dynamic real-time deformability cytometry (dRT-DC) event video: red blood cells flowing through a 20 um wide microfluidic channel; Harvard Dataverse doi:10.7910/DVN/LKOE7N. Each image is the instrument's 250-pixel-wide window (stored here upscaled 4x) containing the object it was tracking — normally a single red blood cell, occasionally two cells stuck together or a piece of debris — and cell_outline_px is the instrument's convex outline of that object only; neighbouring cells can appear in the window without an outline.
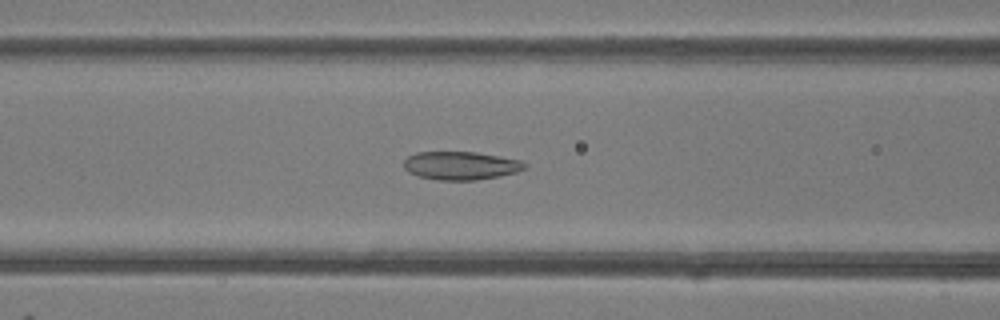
{"species": "common noctule bat (a hibernating species)", "species_latin": "Nyctalus noctula", "temperature_condition": "room temperature", "stored_images_in_passage": 48, "camera_frame_rate_fps": 3000, "um_per_image_px": 0.085, "animal": {"sex": "female"}, "frame": {"image": 1, "passage_image": 19, "time_ms": 6.0, "image_size_px": [1000, 320], "cell_outline_px": [[528, 164], [524, 168], [516, 172], [500, 176], [476, 180], [440, 180], [420, 176], [408, 172], [404, 168], [404, 160], [408, 156], [416, 152], [476, 152], [500, 156], [520, 160]], "centroid_in_image_um": [39.17, 14.07], "position_along_channel_um": 127.4, "area_um2": 19.88}}
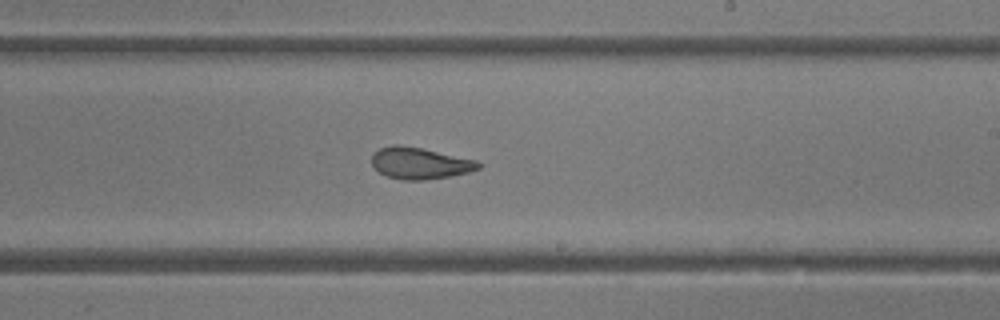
{"frame": {"image": 2, "passage_image": 28, "time_ms": 9.0, "image_size_px": [1000, 320], "cell_outline_px": [[480, 168], [468, 172], [448, 176], [424, 180], [400, 180], [388, 176], [380, 172], [372, 164], [372, 156], [380, 148], [392, 144], [396, 144], [420, 148], [476, 160], [480, 164]], "centroid_in_image_um": [35.67, 13.87], "position_along_channel_um": 253.3, "area_um2": 19.25}}
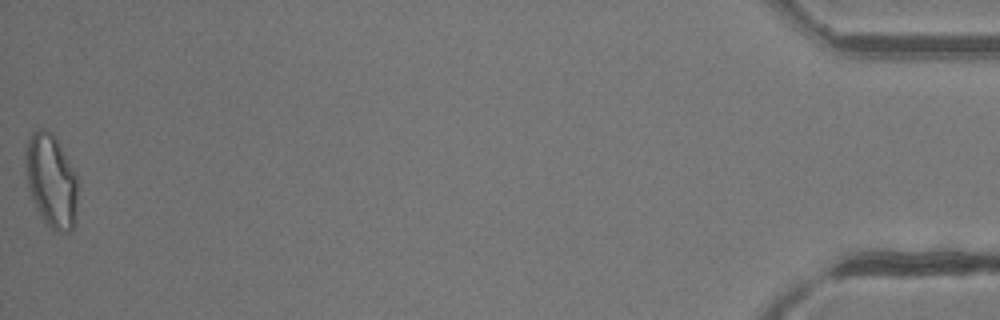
{"frame": {"image": 3, "passage_image": 48, "time_ms": 15.667, "image_size_px": [1000, 320], "cell_outline_px": [[76, 224], [68, 232], [56, 232], [44, 224], [32, 200], [28, 188], [24, 168], [24, 152], [28, 140], [32, 132], [40, 128], [56, 136], [76, 172]], "centroid_in_image_um": [4.33, 15.38], "position_along_channel_um": 430.9, "area_um2": 29.02}, "authors_computed_cell_mechanics": {"area_um2": 22.0796, "velocity_mm_per_s": 4.1941, "shape_relaxation_time_tau1_ms": 7.7075, "shape_relaxation_time_tau2_ms": 2.1291, "deformation_change_tau1": 0.1911, "deformation_change_tau2": 0.0807}}